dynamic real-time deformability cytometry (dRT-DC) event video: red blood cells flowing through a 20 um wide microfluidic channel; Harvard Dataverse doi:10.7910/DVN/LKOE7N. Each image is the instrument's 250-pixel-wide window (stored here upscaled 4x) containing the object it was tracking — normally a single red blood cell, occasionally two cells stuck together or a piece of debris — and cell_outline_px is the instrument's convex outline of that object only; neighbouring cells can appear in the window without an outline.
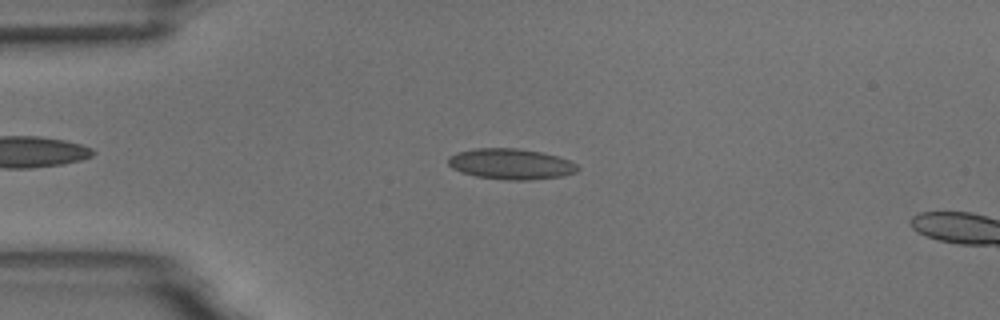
{"species": "common noctule bat (a hibernating species)", "species_latin": "Nyctalus noctula", "temperature_condition": "room temperature", "stored_images_in_passage": 5, "camera_frame_rate_fps": 3000, "um_per_image_px": 0.085, "animal": {"sex": "male", "body_mass_g": 18.8}, "frame": {"image": 1, "passage_image": 4, "time_ms": 3.333, "image_size_px": [1000, 320], "cell_outline_px": [[580, 168], [576, 172], [564, 176], [528, 180], [504, 180], [476, 176], [460, 172], [452, 168], [448, 164], [448, 156], [460, 152], [476, 148], [520, 148], [540, 152], [556, 156], [568, 160], [576, 164]], "centroid_in_image_um": [43.42, 13.94], "position_along_channel_um": 41.6, "area_um2": 23.18}}